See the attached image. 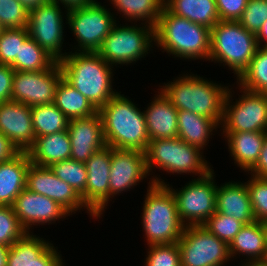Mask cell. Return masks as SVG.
<instances>
[{"label": "cell", "instance_id": "obj_1", "mask_svg": "<svg viewBox=\"0 0 267 266\" xmlns=\"http://www.w3.org/2000/svg\"><path fill=\"white\" fill-rule=\"evenodd\" d=\"M98 112L106 146L146 151L150 139L144 112L131 99L117 92Z\"/></svg>", "mask_w": 267, "mask_h": 266}, {"label": "cell", "instance_id": "obj_2", "mask_svg": "<svg viewBox=\"0 0 267 266\" xmlns=\"http://www.w3.org/2000/svg\"><path fill=\"white\" fill-rule=\"evenodd\" d=\"M68 53L58 62L63 78L99 110L117 93L112 88L114 67L97 52Z\"/></svg>", "mask_w": 267, "mask_h": 266}, {"label": "cell", "instance_id": "obj_3", "mask_svg": "<svg viewBox=\"0 0 267 266\" xmlns=\"http://www.w3.org/2000/svg\"><path fill=\"white\" fill-rule=\"evenodd\" d=\"M173 82L163 83L160 90L177 110L223 121L224 100L228 86H223L194 74H183Z\"/></svg>", "mask_w": 267, "mask_h": 266}, {"label": "cell", "instance_id": "obj_4", "mask_svg": "<svg viewBox=\"0 0 267 266\" xmlns=\"http://www.w3.org/2000/svg\"><path fill=\"white\" fill-rule=\"evenodd\" d=\"M156 46L181 59L209 61L210 29L170 13L165 7L154 27Z\"/></svg>", "mask_w": 267, "mask_h": 266}, {"label": "cell", "instance_id": "obj_5", "mask_svg": "<svg viewBox=\"0 0 267 266\" xmlns=\"http://www.w3.org/2000/svg\"><path fill=\"white\" fill-rule=\"evenodd\" d=\"M148 185L141 213L147 245L177 243L185 225L179 218L175 197L166 185L153 181Z\"/></svg>", "mask_w": 267, "mask_h": 266}, {"label": "cell", "instance_id": "obj_6", "mask_svg": "<svg viewBox=\"0 0 267 266\" xmlns=\"http://www.w3.org/2000/svg\"><path fill=\"white\" fill-rule=\"evenodd\" d=\"M258 48L256 35L238 21H219L210 29L209 61L223 63L238 79Z\"/></svg>", "mask_w": 267, "mask_h": 266}, {"label": "cell", "instance_id": "obj_7", "mask_svg": "<svg viewBox=\"0 0 267 266\" xmlns=\"http://www.w3.org/2000/svg\"><path fill=\"white\" fill-rule=\"evenodd\" d=\"M203 151L177 138L150 140L145 151L149 175L153 168L168 173L191 174L204 177L213 169L209 166ZM155 165V166H154Z\"/></svg>", "mask_w": 267, "mask_h": 266}, {"label": "cell", "instance_id": "obj_8", "mask_svg": "<svg viewBox=\"0 0 267 266\" xmlns=\"http://www.w3.org/2000/svg\"><path fill=\"white\" fill-rule=\"evenodd\" d=\"M214 170L204 177H197L180 190L173 189L163 179L152 176L154 184L166 185L175 197L177 211L185 226L203 225L216 212V190Z\"/></svg>", "mask_w": 267, "mask_h": 266}, {"label": "cell", "instance_id": "obj_9", "mask_svg": "<svg viewBox=\"0 0 267 266\" xmlns=\"http://www.w3.org/2000/svg\"><path fill=\"white\" fill-rule=\"evenodd\" d=\"M141 24L138 27L137 24L121 26L116 23L97 53L112 66L128 65L145 58L155 44L154 27Z\"/></svg>", "mask_w": 267, "mask_h": 266}, {"label": "cell", "instance_id": "obj_10", "mask_svg": "<svg viewBox=\"0 0 267 266\" xmlns=\"http://www.w3.org/2000/svg\"><path fill=\"white\" fill-rule=\"evenodd\" d=\"M66 24L75 36L78 46L77 52H97L103 40L109 35L117 23L115 15L100 2H94L67 10Z\"/></svg>", "mask_w": 267, "mask_h": 266}, {"label": "cell", "instance_id": "obj_11", "mask_svg": "<svg viewBox=\"0 0 267 266\" xmlns=\"http://www.w3.org/2000/svg\"><path fill=\"white\" fill-rule=\"evenodd\" d=\"M232 102V88H228L224 100L223 132H267V94L246 90ZM231 90V91H230ZM231 98V99H230Z\"/></svg>", "mask_w": 267, "mask_h": 266}, {"label": "cell", "instance_id": "obj_12", "mask_svg": "<svg viewBox=\"0 0 267 266\" xmlns=\"http://www.w3.org/2000/svg\"><path fill=\"white\" fill-rule=\"evenodd\" d=\"M177 244L181 266H224L232 260L229 245L203 225L185 226Z\"/></svg>", "mask_w": 267, "mask_h": 266}, {"label": "cell", "instance_id": "obj_13", "mask_svg": "<svg viewBox=\"0 0 267 266\" xmlns=\"http://www.w3.org/2000/svg\"><path fill=\"white\" fill-rule=\"evenodd\" d=\"M57 3L47 1L29 11V36L57 62L68 53L62 52L64 42V13Z\"/></svg>", "mask_w": 267, "mask_h": 266}, {"label": "cell", "instance_id": "obj_14", "mask_svg": "<svg viewBox=\"0 0 267 266\" xmlns=\"http://www.w3.org/2000/svg\"><path fill=\"white\" fill-rule=\"evenodd\" d=\"M62 78L63 74L58 62L46 70L15 71L11 100L30 107L54 103L56 89Z\"/></svg>", "mask_w": 267, "mask_h": 266}, {"label": "cell", "instance_id": "obj_15", "mask_svg": "<svg viewBox=\"0 0 267 266\" xmlns=\"http://www.w3.org/2000/svg\"><path fill=\"white\" fill-rule=\"evenodd\" d=\"M26 188L44 195L62 206L70 215L87 209L93 218L98 219L82 202L81 197L66 182L58 178L50 167L30 164L27 170Z\"/></svg>", "mask_w": 267, "mask_h": 266}, {"label": "cell", "instance_id": "obj_16", "mask_svg": "<svg viewBox=\"0 0 267 266\" xmlns=\"http://www.w3.org/2000/svg\"><path fill=\"white\" fill-rule=\"evenodd\" d=\"M87 184L80 196L84 205L98 218L109 202V176L111 147L105 146L95 152L86 162Z\"/></svg>", "mask_w": 267, "mask_h": 266}, {"label": "cell", "instance_id": "obj_17", "mask_svg": "<svg viewBox=\"0 0 267 266\" xmlns=\"http://www.w3.org/2000/svg\"><path fill=\"white\" fill-rule=\"evenodd\" d=\"M149 176L145 152L114 149L111 147L109 201L117 194L128 191ZM115 195V196H114Z\"/></svg>", "mask_w": 267, "mask_h": 266}, {"label": "cell", "instance_id": "obj_18", "mask_svg": "<svg viewBox=\"0 0 267 266\" xmlns=\"http://www.w3.org/2000/svg\"><path fill=\"white\" fill-rule=\"evenodd\" d=\"M12 208L27 233H31L30 229L33 225L38 226V224L44 225L46 223L49 225L70 215L54 200L32 192L28 188L22 190L16 197Z\"/></svg>", "mask_w": 267, "mask_h": 266}, {"label": "cell", "instance_id": "obj_19", "mask_svg": "<svg viewBox=\"0 0 267 266\" xmlns=\"http://www.w3.org/2000/svg\"><path fill=\"white\" fill-rule=\"evenodd\" d=\"M67 130L71 141L70 159L74 161L85 163L95 152L106 146L99 112L69 120Z\"/></svg>", "mask_w": 267, "mask_h": 266}, {"label": "cell", "instance_id": "obj_20", "mask_svg": "<svg viewBox=\"0 0 267 266\" xmlns=\"http://www.w3.org/2000/svg\"><path fill=\"white\" fill-rule=\"evenodd\" d=\"M0 132L20 151H27L36 138L31 107L13 100L0 103Z\"/></svg>", "mask_w": 267, "mask_h": 266}, {"label": "cell", "instance_id": "obj_21", "mask_svg": "<svg viewBox=\"0 0 267 266\" xmlns=\"http://www.w3.org/2000/svg\"><path fill=\"white\" fill-rule=\"evenodd\" d=\"M216 212L234 217L244 225L255 222L246 183L229 181L217 186Z\"/></svg>", "mask_w": 267, "mask_h": 266}, {"label": "cell", "instance_id": "obj_22", "mask_svg": "<svg viewBox=\"0 0 267 266\" xmlns=\"http://www.w3.org/2000/svg\"><path fill=\"white\" fill-rule=\"evenodd\" d=\"M143 110L150 140L178 137V110L161 91Z\"/></svg>", "mask_w": 267, "mask_h": 266}, {"label": "cell", "instance_id": "obj_23", "mask_svg": "<svg viewBox=\"0 0 267 266\" xmlns=\"http://www.w3.org/2000/svg\"><path fill=\"white\" fill-rule=\"evenodd\" d=\"M30 164L26 151L0 163V206H12L16 197L26 188Z\"/></svg>", "mask_w": 267, "mask_h": 266}, {"label": "cell", "instance_id": "obj_24", "mask_svg": "<svg viewBox=\"0 0 267 266\" xmlns=\"http://www.w3.org/2000/svg\"><path fill=\"white\" fill-rule=\"evenodd\" d=\"M231 259L235 255H246L244 263L266 261L267 234L263 222L244 225L229 245Z\"/></svg>", "mask_w": 267, "mask_h": 266}, {"label": "cell", "instance_id": "obj_25", "mask_svg": "<svg viewBox=\"0 0 267 266\" xmlns=\"http://www.w3.org/2000/svg\"><path fill=\"white\" fill-rule=\"evenodd\" d=\"M26 152L30 162L41 167H50L53 163L69 160L71 141L68 130L35 138L34 144Z\"/></svg>", "mask_w": 267, "mask_h": 266}, {"label": "cell", "instance_id": "obj_26", "mask_svg": "<svg viewBox=\"0 0 267 266\" xmlns=\"http://www.w3.org/2000/svg\"><path fill=\"white\" fill-rule=\"evenodd\" d=\"M267 132H222L234 163L245 172L257 163Z\"/></svg>", "mask_w": 267, "mask_h": 266}, {"label": "cell", "instance_id": "obj_27", "mask_svg": "<svg viewBox=\"0 0 267 266\" xmlns=\"http://www.w3.org/2000/svg\"><path fill=\"white\" fill-rule=\"evenodd\" d=\"M177 120L178 138L202 151L209 143L210 135L220 127L217 121L187 110H178Z\"/></svg>", "mask_w": 267, "mask_h": 266}, {"label": "cell", "instance_id": "obj_28", "mask_svg": "<svg viewBox=\"0 0 267 266\" xmlns=\"http://www.w3.org/2000/svg\"><path fill=\"white\" fill-rule=\"evenodd\" d=\"M164 7L178 17L209 29L220 21L215 0H165Z\"/></svg>", "mask_w": 267, "mask_h": 266}, {"label": "cell", "instance_id": "obj_29", "mask_svg": "<svg viewBox=\"0 0 267 266\" xmlns=\"http://www.w3.org/2000/svg\"><path fill=\"white\" fill-rule=\"evenodd\" d=\"M54 104L69 120L88 117L98 112L91 102L64 78L56 89Z\"/></svg>", "mask_w": 267, "mask_h": 266}, {"label": "cell", "instance_id": "obj_30", "mask_svg": "<svg viewBox=\"0 0 267 266\" xmlns=\"http://www.w3.org/2000/svg\"><path fill=\"white\" fill-rule=\"evenodd\" d=\"M165 0H110L111 4L125 19L137 22L143 21L155 27L163 11ZM119 11V12H118Z\"/></svg>", "mask_w": 267, "mask_h": 266}, {"label": "cell", "instance_id": "obj_31", "mask_svg": "<svg viewBox=\"0 0 267 266\" xmlns=\"http://www.w3.org/2000/svg\"><path fill=\"white\" fill-rule=\"evenodd\" d=\"M35 137L67 130L69 119L54 103L31 107Z\"/></svg>", "mask_w": 267, "mask_h": 266}, {"label": "cell", "instance_id": "obj_32", "mask_svg": "<svg viewBox=\"0 0 267 266\" xmlns=\"http://www.w3.org/2000/svg\"><path fill=\"white\" fill-rule=\"evenodd\" d=\"M50 244L32 232L26 233L9 247L6 266H31Z\"/></svg>", "mask_w": 267, "mask_h": 266}, {"label": "cell", "instance_id": "obj_33", "mask_svg": "<svg viewBox=\"0 0 267 266\" xmlns=\"http://www.w3.org/2000/svg\"><path fill=\"white\" fill-rule=\"evenodd\" d=\"M57 61L30 36L20 45L19 58L10 65L15 71H41L51 68Z\"/></svg>", "mask_w": 267, "mask_h": 266}, {"label": "cell", "instance_id": "obj_34", "mask_svg": "<svg viewBox=\"0 0 267 266\" xmlns=\"http://www.w3.org/2000/svg\"><path fill=\"white\" fill-rule=\"evenodd\" d=\"M236 84L252 92L267 94V47L257 48L248 68L237 79Z\"/></svg>", "mask_w": 267, "mask_h": 266}, {"label": "cell", "instance_id": "obj_35", "mask_svg": "<svg viewBox=\"0 0 267 266\" xmlns=\"http://www.w3.org/2000/svg\"><path fill=\"white\" fill-rule=\"evenodd\" d=\"M50 169L54 174L68 183L81 196L86 190L87 170L85 163L72 159L53 163Z\"/></svg>", "mask_w": 267, "mask_h": 266}, {"label": "cell", "instance_id": "obj_36", "mask_svg": "<svg viewBox=\"0 0 267 266\" xmlns=\"http://www.w3.org/2000/svg\"><path fill=\"white\" fill-rule=\"evenodd\" d=\"M29 37L28 28H8L0 33V64L11 65L19 58L20 45Z\"/></svg>", "mask_w": 267, "mask_h": 266}, {"label": "cell", "instance_id": "obj_37", "mask_svg": "<svg viewBox=\"0 0 267 266\" xmlns=\"http://www.w3.org/2000/svg\"><path fill=\"white\" fill-rule=\"evenodd\" d=\"M203 226L223 242L230 245L244 224L234 217L215 212Z\"/></svg>", "mask_w": 267, "mask_h": 266}, {"label": "cell", "instance_id": "obj_38", "mask_svg": "<svg viewBox=\"0 0 267 266\" xmlns=\"http://www.w3.org/2000/svg\"><path fill=\"white\" fill-rule=\"evenodd\" d=\"M26 233L12 206H0V244L10 247Z\"/></svg>", "mask_w": 267, "mask_h": 266}, {"label": "cell", "instance_id": "obj_39", "mask_svg": "<svg viewBox=\"0 0 267 266\" xmlns=\"http://www.w3.org/2000/svg\"><path fill=\"white\" fill-rule=\"evenodd\" d=\"M245 183L249 191L255 220L267 221V177L251 175V178Z\"/></svg>", "mask_w": 267, "mask_h": 266}, {"label": "cell", "instance_id": "obj_40", "mask_svg": "<svg viewBox=\"0 0 267 266\" xmlns=\"http://www.w3.org/2000/svg\"><path fill=\"white\" fill-rule=\"evenodd\" d=\"M29 11L18 0H0V23L4 29L28 26Z\"/></svg>", "mask_w": 267, "mask_h": 266}, {"label": "cell", "instance_id": "obj_41", "mask_svg": "<svg viewBox=\"0 0 267 266\" xmlns=\"http://www.w3.org/2000/svg\"><path fill=\"white\" fill-rule=\"evenodd\" d=\"M145 266H181V254L177 243L148 246Z\"/></svg>", "mask_w": 267, "mask_h": 266}, {"label": "cell", "instance_id": "obj_42", "mask_svg": "<svg viewBox=\"0 0 267 266\" xmlns=\"http://www.w3.org/2000/svg\"><path fill=\"white\" fill-rule=\"evenodd\" d=\"M267 20V0H248L238 22L255 35Z\"/></svg>", "mask_w": 267, "mask_h": 266}, {"label": "cell", "instance_id": "obj_43", "mask_svg": "<svg viewBox=\"0 0 267 266\" xmlns=\"http://www.w3.org/2000/svg\"><path fill=\"white\" fill-rule=\"evenodd\" d=\"M221 21H238L247 6L248 0H215Z\"/></svg>", "mask_w": 267, "mask_h": 266}, {"label": "cell", "instance_id": "obj_44", "mask_svg": "<svg viewBox=\"0 0 267 266\" xmlns=\"http://www.w3.org/2000/svg\"><path fill=\"white\" fill-rule=\"evenodd\" d=\"M14 72L10 65L0 64V103L11 100Z\"/></svg>", "mask_w": 267, "mask_h": 266}, {"label": "cell", "instance_id": "obj_45", "mask_svg": "<svg viewBox=\"0 0 267 266\" xmlns=\"http://www.w3.org/2000/svg\"><path fill=\"white\" fill-rule=\"evenodd\" d=\"M60 252L57 248L50 244L35 261L32 262L31 266H64L63 259L61 258Z\"/></svg>", "mask_w": 267, "mask_h": 266}, {"label": "cell", "instance_id": "obj_46", "mask_svg": "<svg viewBox=\"0 0 267 266\" xmlns=\"http://www.w3.org/2000/svg\"><path fill=\"white\" fill-rule=\"evenodd\" d=\"M20 152L13 142L0 132V163L12 159Z\"/></svg>", "mask_w": 267, "mask_h": 266}, {"label": "cell", "instance_id": "obj_47", "mask_svg": "<svg viewBox=\"0 0 267 266\" xmlns=\"http://www.w3.org/2000/svg\"><path fill=\"white\" fill-rule=\"evenodd\" d=\"M250 174L255 177H267V133L260 152L259 159L255 166L250 170Z\"/></svg>", "mask_w": 267, "mask_h": 266}, {"label": "cell", "instance_id": "obj_48", "mask_svg": "<svg viewBox=\"0 0 267 266\" xmlns=\"http://www.w3.org/2000/svg\"><path fill=\"white\" fill-rule=\"evenodd\" d=\"M48 1L57 3L59 5L61 3L62 5H64L63 7L66 9L65 11L67 12V10L88 5L94 2L95 0H48Z\"/></svg>", "mask_w": 267, "mask_h": 266}, {"label": "cell", "instance_id": "obj_49", "mask_svg": "<svg viewBox=\"0 0 267 266\" xmlns=\"http://www.w3.org/2000/svg\"><path fill=\"white\" fill-rule=\"evenodd\" d=\"M256 40L258 47H267V20L262 24L261 29L256 34Z\"/></svg>", "mask_w": 267, "mask_h": 266}, {"label": "cell", "instance_id": "obj_50", "mask_svg": "<svg viewBox=\"0 0 267 266\" xmlns=\"http://www.w3.org/2000/svg\"><path fill=\"white\" fill-rule=\"evenodd\" d=\"M21 4H23L28 11L32 10L40 6L41 4L46 3L48 0H18Z\"/></svg>", "mask_w": 267, "mask_h": 266}, {"label": "cell", "instance_id": "obj_51", "mask_svg": "<svg viewBox=\"0 0 267 266\" xmlns=\"http://www.w3.org/2000/svg\"><path fill=\"white\" fill-rule=\"evenodd\" d=\"M9 247L0 244V266H6Z\"/></svg>", "mask_w": 267, "mask_h": 266}, {"label": "cell", "instance_id": "obj_52", "mask_svg": "<svg viewBox=\"0 0 267 266\" xmlns=\"http://www.w3.org/2000/svg\"><path fill=\"white\" fill-rule=\"evenodd\" d=\"M242 266H267L266 261L250 262V263H241Z\"/></svg>", "mask_w": 267, "mask_h": 266}, {"label": "cell", "instance_id": "obj_53", "mask_svg": "<svg viewBox=\"0 0 267 266\" xmlns=\"http://www.w3.org/2000/svg\"><path fill=\"white\" fill-rule=\"evenodd\" d=\"M265 229H266V234H267V221L263 222Z\"/></svg>", "mask_w": 267, "mask_h": 266}, {"label": "cell", "instance_id": "obj_54", "mask_svg": "<svg viewBox=\"0 0 267 266\" xmlns=\"http://www.w3.org/2000/svg\"><path fill=\"white\" fill-rule=\"evenodd\" d=\"M4 30L3 26L0 23V33Z\"/></svg>", "mask_w": 267, "mask_h": 266}]
</instances>
